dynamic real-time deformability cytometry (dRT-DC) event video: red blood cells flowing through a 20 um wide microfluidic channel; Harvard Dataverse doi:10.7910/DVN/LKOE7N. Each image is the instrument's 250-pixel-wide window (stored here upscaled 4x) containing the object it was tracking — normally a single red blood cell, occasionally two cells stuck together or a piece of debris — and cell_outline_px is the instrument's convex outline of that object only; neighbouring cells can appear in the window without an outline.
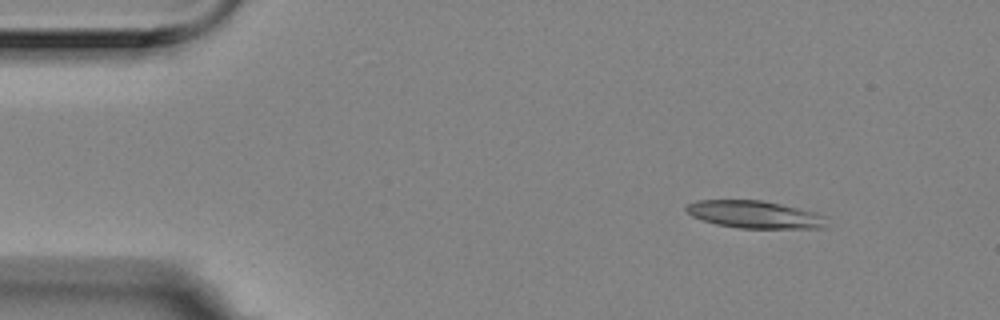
{"species": "Egyptian fruit bat (a non-hibernating species)", "species_latin": "Rousettus aegyptiacus", "temperature_condition": "room temperature", "stored_images_in_passage": 5, "camera_frame_rate_fps": 3000, "um_per_image_px": 0.085, "animal": {"sex": "female"}, "frame": {"image": 1, "passage_image": 1, "time_ms": 0.0, "image_size_px": [1000, 320], "cell_outline_px": [[828, 216], [824, 228], [740, 228], [716, 224], [692, 216], [684, 208], [688, 204], [696, 200], [760, 200], [780, 204], [816, 212]], "centroid_in_image_um": [64.18, 18.23], "position_along_channel_um": 20.8, "area_um2": 22.43}}
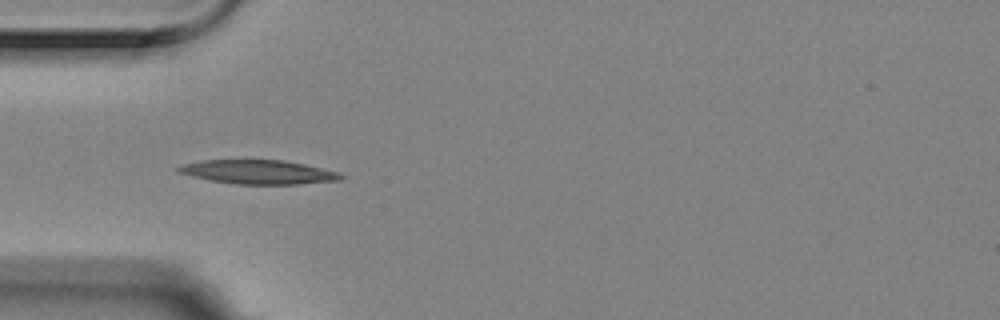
{"frame": {"image": 2, "passage_image": 4, "time_ms": 1.0, "image_size_px": [1000, 320], "cell_outline_px": [[344, 176], [340, 180], [300, 184], [236, 184], [212, 180], [192, 176], [176, 172], [176, 168], [180, 164], [200, 160], [284, 160], [304, 164], [340, 172]], "centroid_in_image_um": [21.94, 14.61], "position_along_channel_um": 63.1, "area_um2": 22.77}}
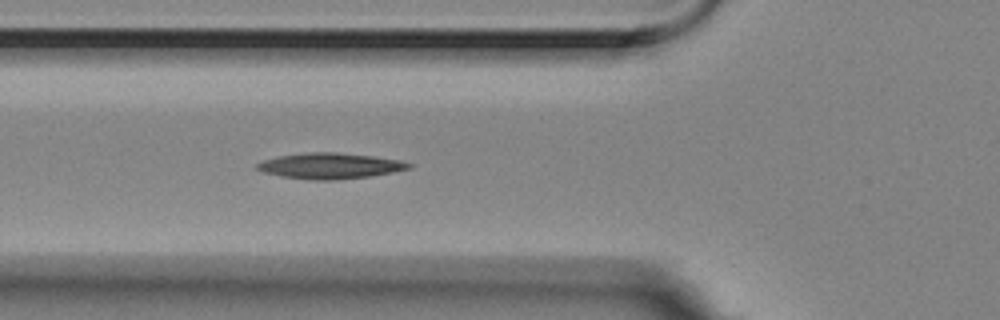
{"frame": {"image": 3, "passage_image": 5, "time_ms": 1.333, "image_size_px": [1000, 320], "cell_outline_px": [[412, 168], [392, 172], [368, 176], [332, 180], [312, 180], [280, 176], [264, 172], [256, 168], [256, 164], [264, 160], [280, 156], [308, 152], [336, 152], [372, 156], [400, 160], [412, 164]], "centroid_in_image_um": [28.05, 14.09], "position_along_channel_um": 97.7, "area_um2": 22.54}}